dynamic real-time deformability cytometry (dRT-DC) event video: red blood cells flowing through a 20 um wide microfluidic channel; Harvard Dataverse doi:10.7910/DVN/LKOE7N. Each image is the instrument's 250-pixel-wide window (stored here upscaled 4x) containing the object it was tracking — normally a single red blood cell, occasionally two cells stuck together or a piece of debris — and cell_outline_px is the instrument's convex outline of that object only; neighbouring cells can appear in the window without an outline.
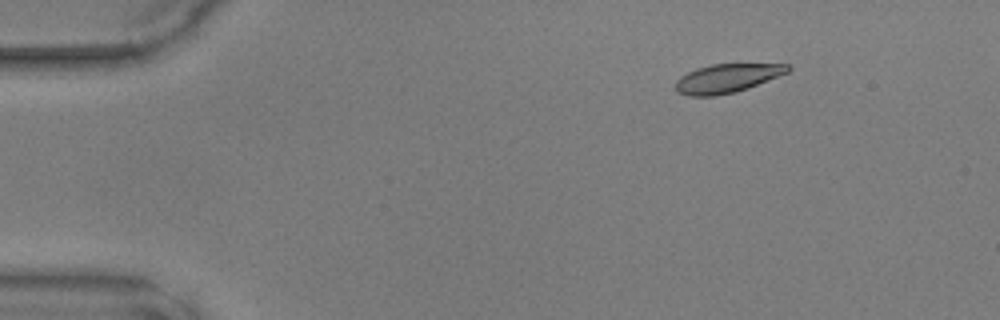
{"species": "common noctule bat (a hibernating species)", "species_latin": "Nyctalus noctula", "temperature_condition": "warm", "stored_images_in_passage": 49, "camera_frame_rate_fps": 3000, "um_per_image_px": 0.085, "animal": {"sex": "male", "body_mass_g": 17.9, "forearm_length_mm": 54.2}, "frame": {"image": 1, "passage_image": 7, "time_ms": 2.0, "image_size_px": [1000, 320], "cell_outline_px": [[792, 68], [788, 72], [748, 88], [736, 92], [712, 96], [688, 96], [676, 92], [676, 80], [680, 76], [696, 68], [712, 64], [788, 64]], "centroid_in_image_um": [61.77, 6.66], "position_along_channel_um": 23.2, "area_um2": 18.79}}
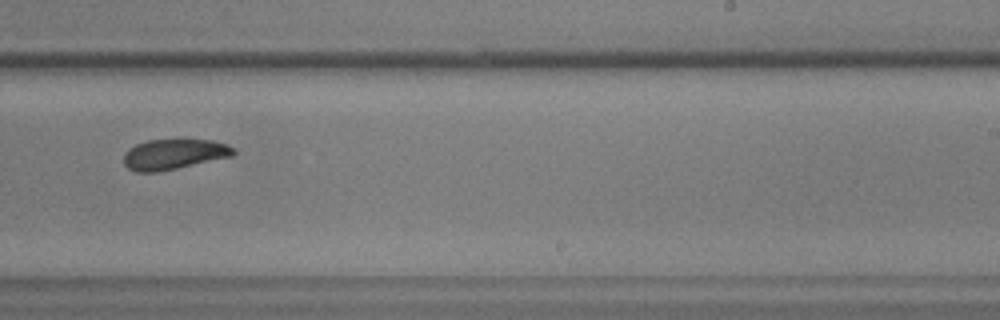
{"frame": {"image": 2, "passage_image": 31, "time_ms": 10.0, "image_size_px": [1000, 320], "cell_outline_px": [[236, 152], [232, 156], [176, 168], [156, 172], [136, 172], [128, 168], [124, 164], [124, 156], [128, 148], [136, 144], [148, 140], [180, 136], [212, 140], [228, 144], [236, 148]], "centroid_in_image_um": [14.82, 13.04], "position_along_channel_um": 274.2, "area_um2": 20.23}}
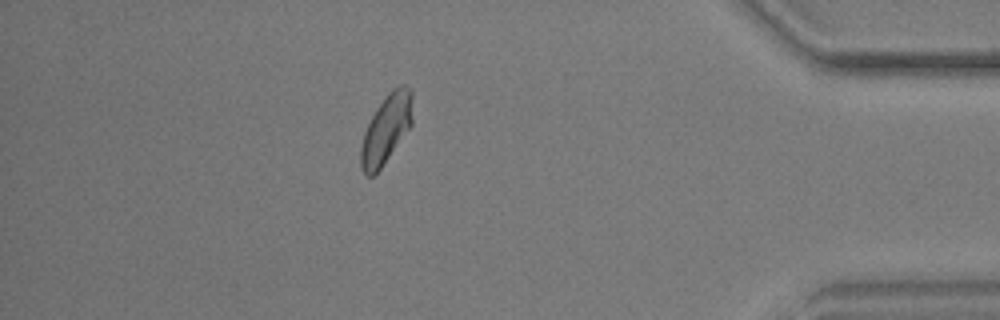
{"frame": {"image": 3, "passage_image": 43, "time_ms": 14.0, "image_size_px": [1000, 320], "cell_outline_px": [[412, 124], [380, 168], [372, 176], [368, 176], [364, 172], [360, 164], [360, 148], [364, 132], [376, 108], [388, 92], [392, 88], [400, 84], [404, 84], [412, 92]], "centroid_in_image_um": [32.82, 10.93], "position_along_channel_um": 402.4, "area_um2": 20.46}}